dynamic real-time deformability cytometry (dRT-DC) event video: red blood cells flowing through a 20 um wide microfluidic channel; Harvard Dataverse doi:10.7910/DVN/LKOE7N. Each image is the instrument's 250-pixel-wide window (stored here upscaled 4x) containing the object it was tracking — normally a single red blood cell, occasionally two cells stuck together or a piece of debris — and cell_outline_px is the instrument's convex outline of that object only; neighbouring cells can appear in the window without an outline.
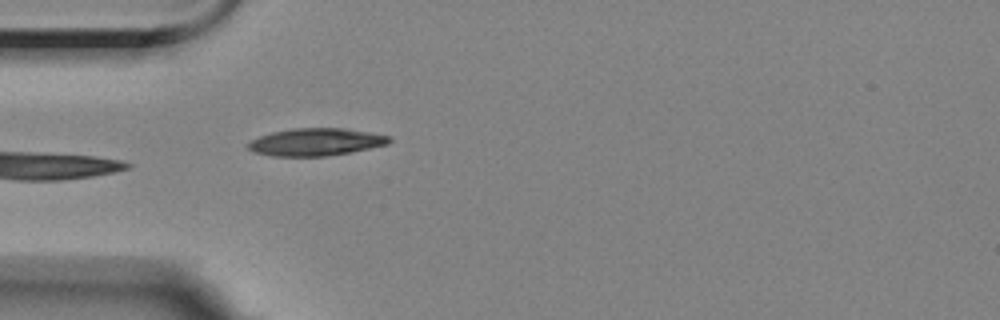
{"species": "Egyptian fruit bat (a non-hibernating species)", "species_latin": "Rousettus aegyptiacus", "temperature_condition": "room temperature", "stored_images_in_passage": 5, "camera_frame_rate_fps": 3000, "um_per_image_px": 0.085, "animal": {"sex": "female"}, "frame": {"image": 1, "passage_image": 5, "time_ms": 4.667, "image_size_px": [1000, 320], "cell_outline_px": [[392, 140], [388, 144], [348, 152], [324, 156], [272, 156], [252, 152], [248, 148], [248, 144], [252, 140], [260, 136], [272, 132], [292, 128], [344, 128], [368, 132], [388, 136]], "centroid_in_image_um": [26.81, 12.06], "position_along_channel_um": 58.2, "area_um2": 22.31}}